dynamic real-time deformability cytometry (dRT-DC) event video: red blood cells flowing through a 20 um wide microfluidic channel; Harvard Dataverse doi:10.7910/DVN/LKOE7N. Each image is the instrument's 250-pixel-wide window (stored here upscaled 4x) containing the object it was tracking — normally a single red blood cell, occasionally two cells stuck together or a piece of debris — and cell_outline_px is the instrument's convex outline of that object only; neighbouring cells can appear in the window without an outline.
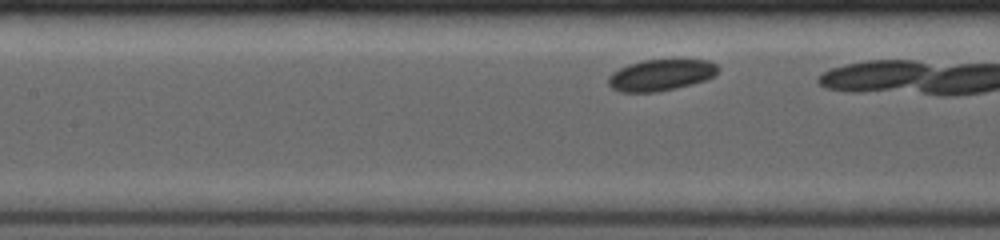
{"species": "common noctule bat (a hibernating species)", "species_latin": "Nyctalus noctula", "temperature_condition": "room temperature", "stored_images_in_passage": 24, "camera_frame_rate_fps": 4000, "um_per_image_px": 0.085, "animal": {"sex": "female", "body_mass_g": 19.0, "forearm_length_mm": 53.3}, "frame": {"image": 1, "passage_image": 10, "time_ms": 2.25, "image_size_px": [1000, 240], "cell_outline_px": [[720, 68], [712, 76], [704, 80], [692, 84], [676, 88], [656, 92], [620, 92], [612, 88], [608, 84], [608, 76], [612, 72], [628, 64], [644, 60], [708, 60], [716, 64]], "centroid_in_image_um": [56.14, 6.38], "position_along_channel_um": 151.3, "area_um2": 19.94}}